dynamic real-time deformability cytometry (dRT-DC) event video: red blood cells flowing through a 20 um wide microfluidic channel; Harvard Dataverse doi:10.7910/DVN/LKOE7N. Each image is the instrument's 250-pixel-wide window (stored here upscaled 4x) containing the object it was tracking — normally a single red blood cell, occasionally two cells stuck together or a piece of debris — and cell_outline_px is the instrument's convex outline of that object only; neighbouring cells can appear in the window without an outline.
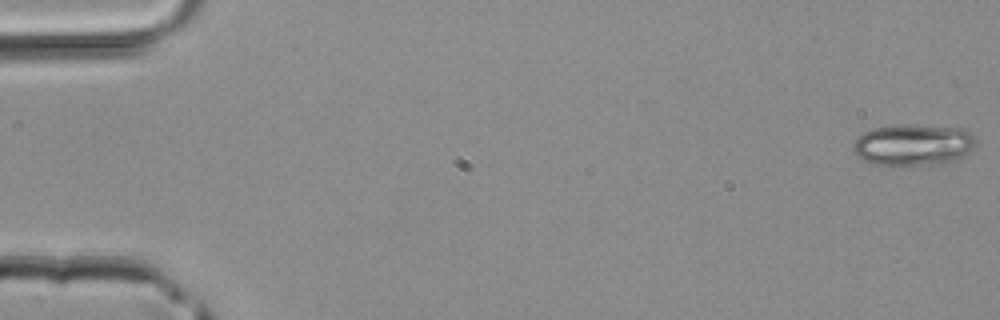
{"species": "common noctule bat (a hibernating species)", "species_latin": "Nyctalus noctula", "temperature_condition": "room temperature", "stored_images_in_passage": 18, "camera_frame_rate_fps": 3000, "um_per_image_px": 0.085, "animal": {"sex": "male", "body_mass_g": 20.4}, "frame": {"image": 1, "passage_image": 1, "time_ms": 0.0, "image_size_px": [1000, 320], "cell_outline_px": [[976, 144], [964, 156], [956, 160], [940, 164], [872, 164], [860, 160], [852, 152], [852, 144], [864, 132], [872, 128], [892, 124], [912, 124], [964, 128], [976, 140]], "centroid_in_image_um": [77.59, 12.29], "position_along_channel_um": 7.4, "area_um2": 29.94}}
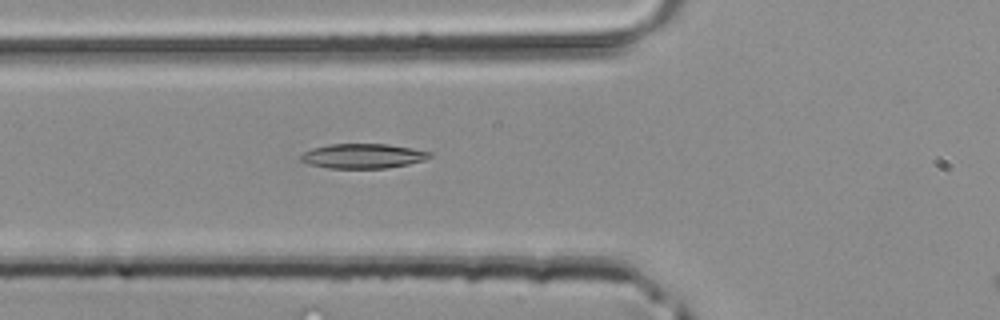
{"frame": {"image": 2, "passage_image": 17, "time_ms": 5.333, "image_size_px": [1000, 320], "cell_outline_px": [[432, 156], [424, 160], [408, 164], [388, 168], [328, 168], [308, 164], [300, 160], [300, 156], [304, 152], [312, 148], [328, 144], [388, 144], [432, 152]], "centroid_in_image_um": [30.83, 13.26], "position_along_channel_um": 95.0, "area_um2": 18.55}}